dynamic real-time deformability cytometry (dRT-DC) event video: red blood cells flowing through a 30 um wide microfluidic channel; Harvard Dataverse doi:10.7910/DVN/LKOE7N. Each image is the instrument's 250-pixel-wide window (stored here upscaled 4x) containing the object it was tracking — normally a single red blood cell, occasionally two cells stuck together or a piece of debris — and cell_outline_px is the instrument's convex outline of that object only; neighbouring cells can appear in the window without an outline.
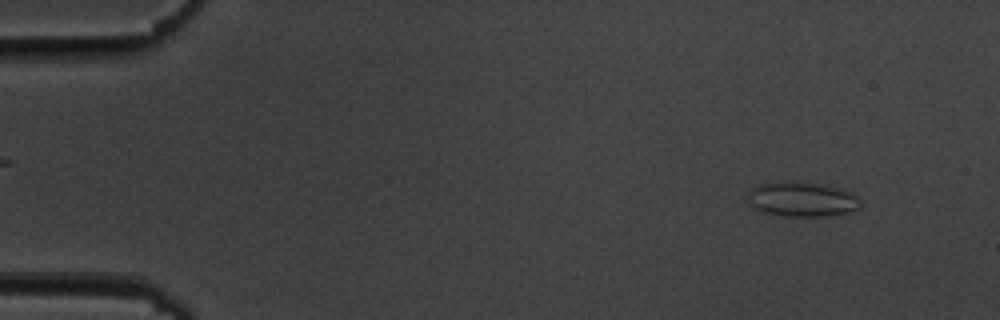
{"species": "common noctule bat (a hibernating species)", "species_latin": "Nyctalus noctula", "temperature_condition": "cold", "stored_images_in_passage": 55, "camera_frame_rate_fps": 3000, "um_per_image_px": 0.085, "animal": {"sex": "male", "body_mass_g": 19.5, "forearm_length_mm": 54.6}, "frame": {"image": 1, "passage_image": 5, "time_ms": 1.333, "image_size_px": [1000, 320], "cell_outline_px": [[860, 208], [844, 212], [820, 216], [788, 216], [764, 212], [756, 208], [748, 200], [748, 192], [752, 188], [760, 184], [784, 180], [820, 184], [848, 192], [856, 196], [860, 200]], "centroid_in_image_um": [68.12, 16.92], "position_along_channel_um": 16.9, "area_um2": 22.25}}
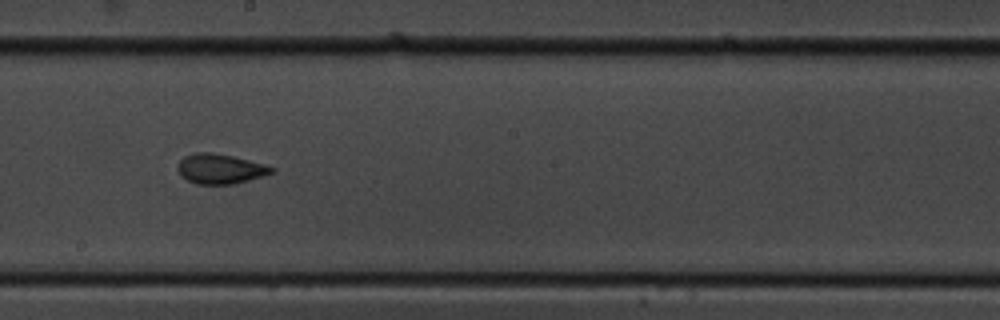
{"frame": {"image": 2, "passage_image": 31, "time_ms": 10.0, "image_size_px": [1000, 320], "cell_outline_px": [[276, 172], [248, 180], [232, 184], [196, 184], [180, 176], [176, 168], [176, 164], [184, 156], [196, 152], [212, 152], [232, 156], [264, 164], [276, 168]], "centroid_in_image_um": [18.69, 14.35], "position_along_channel_um": 229.5, "area_um2": 16.47}}
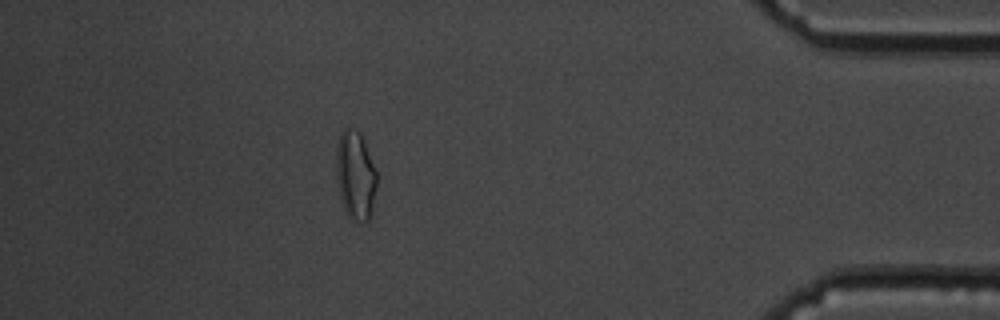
{"frame": {"image": 3, "passage_image": 49, "time_ms": 16.0, "image_size_px": [1000, 320], "cell_outline_px": [[376, 188], [372, 208], [368, 220], [364, 224], [348, 216], [340, 200], [336, 180], [336, 152], [340, 132], [344, 128], [348, 128], [360, 132], [364, 140], [376, 172]], "centroid_in_image_um": [30.19, 14.91], "position_along_channel_um": 405.0, "area_um2": 20.98}, "authors_computed_cell_mechanics": {"area_um2": 17.2822, "velocity_mm_per_s": 3.63, "shape_relaxation_time_tau1_ms": 4.421, "shape_relaxation_time_tau2_ms": 1.7223, "deformation_change_tau1": 0.121, "deformation_change_tau2": 0.0657}}